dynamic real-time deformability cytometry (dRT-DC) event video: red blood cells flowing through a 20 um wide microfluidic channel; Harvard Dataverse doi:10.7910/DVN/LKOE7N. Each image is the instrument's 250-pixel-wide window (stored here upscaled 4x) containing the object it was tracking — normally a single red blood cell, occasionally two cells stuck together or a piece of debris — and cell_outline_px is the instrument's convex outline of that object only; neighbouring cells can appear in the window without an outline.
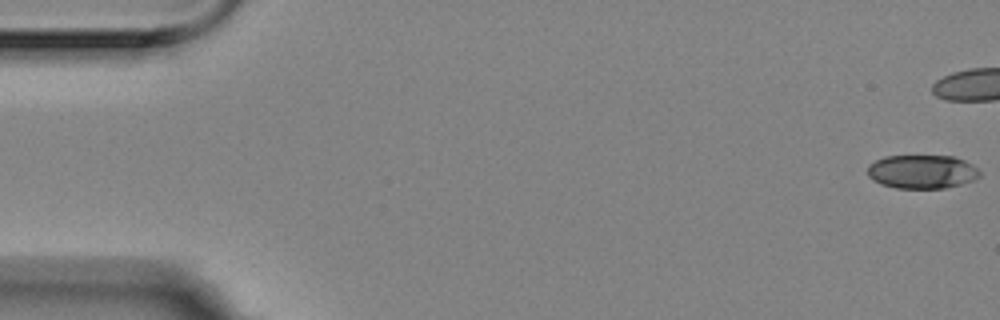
{"species": "Egyptian fruit bat (a non-hibernating species)", "species_latin": "Rousettus aegyptiacus", "temperature_condition": "room temperature", "stored_images_in_passage": 44, "camera_frame_rate_fps": 3000, "um_per_image_px": 0.085, "animal": {"sex": "female"}, "frame": {"image": 1, "passage_image": 1, "time_ms": 0.0, "image_size_px": [1000, 320], "cell_outline_px": [[980, 176], [972, 180], [960, 184], [944, 188], [896, 188], [880, 184], [872, 180], [868, 176], [868, 164], [884, 156], [952, 156], [964, 160], [972, 164], [980, 172]], "centroid_in_image_um": [78.34, 14.59], "position_along_channel_um": 6.7, "area_um2": 22.02}}
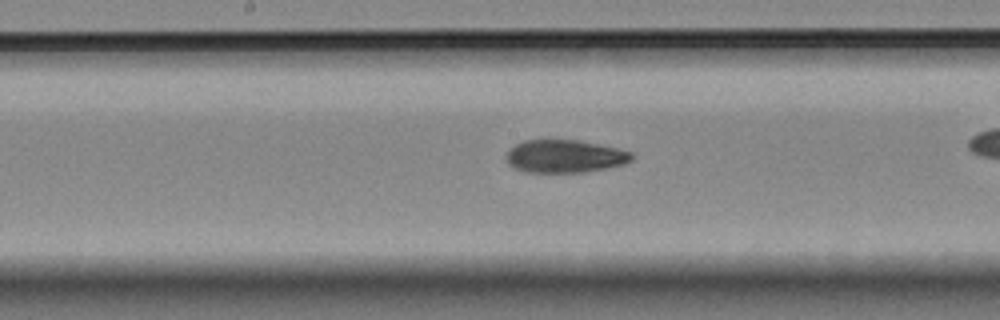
{"frame": {"image": 2, "passage_image": 29, "time_ms": 9.333, "image_size_px": [1000, 320], "cell_outline_px": [[632, 160], [624, 164], [608, 168], [584, 172], [524, 172], [512, 168], [508, 164], [508, 152], [516, 144], [524, 140], [548, 136], [580, 140], [616, 148], [632, 152]], "centroid_in_image_um": [47.98, 13.24], "position_along_channel_um": 200.2, "area_um2": 24.74}}
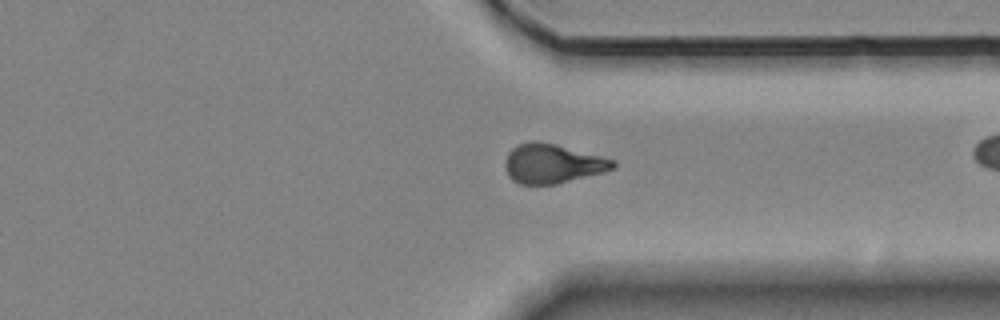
{"frame": {"image": 3, "passage_image": 43, "time_ms": 14.0, "image_size_px": [1000, 320], "cell_outline_px": [[616, 164], [612, 168], [600, 172], [556, 184], [520, 184], [512, 180], [508, 176], [504, 168], [504, 160], [508, 152], [516, 144], [528, 140], [536, 140], [556, 144], [616, 160]], "centroid_in_image_um": [46.87, 13.88], "position_along_channel_um": 364.5, "area_um2": 24.74}}